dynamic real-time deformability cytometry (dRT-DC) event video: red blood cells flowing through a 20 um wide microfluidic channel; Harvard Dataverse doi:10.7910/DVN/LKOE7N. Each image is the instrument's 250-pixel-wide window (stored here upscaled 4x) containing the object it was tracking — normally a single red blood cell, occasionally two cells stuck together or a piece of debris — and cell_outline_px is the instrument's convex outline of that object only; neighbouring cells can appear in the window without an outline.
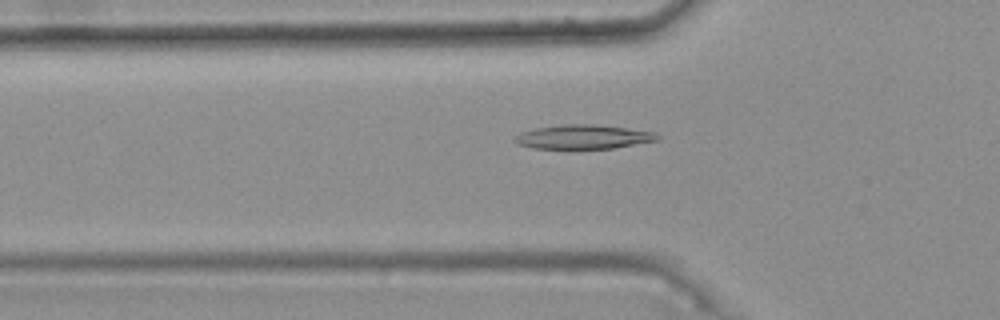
{"species": "common noctule bat (a hibernating species)", "species_latin": "Nyctalus noctula", "temperature_condition": "warm", "stored_images_in_passage": 49, "camera_frame_rate_fps": 3000, "um_per_image_px": 0.085, "animal": {"sex": "female", "body_mass_g": 25.1}, "frame": {"image": 1, "passage_image": 18, "time_ms": 5.667, "image_size_px": [1000, 320], "cell_outline_px": [[660, 140], [612, 148], [532, 148], [516, 144], [512, 140], [520, 132], [536, 128], [560, 124], [596, 124], [656, 132], [660, 136]], "centroid_in_image_um": [49.57, 11.62], "position_along_channel_um": 76.2, "area_um2": 20.11}}
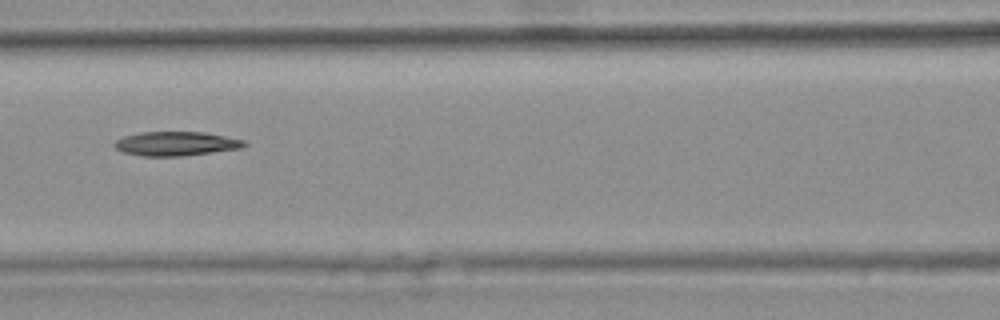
{"frame": {"image": 2, "passage_image": 24, "time_ms": 7.667, "image_size_px": [1000, 320], "cell_outline_px": [[248, 144], [240, 148], [184, 156], [144, 156], [124, 152], [116, 148], [112, 144], [116, 140], [124, 136], [140, 132], [204, 132], [244, 140]], "centroid_in_image_um": [14.95, 12.21], "position_along_channel_um": 151.7, "area_um2": 18.15}}
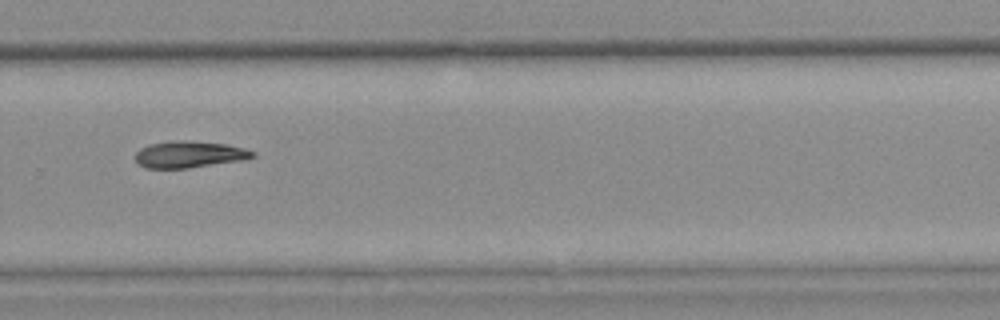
{"frame": {"image": 3, "passage_image": 37, "time_ms": 12.0, "image_size_px": [1000, 320], "cell_outline_px": [[256, 156], [244, 160], [188, 168], [144, 168], [132, 156], [140, 148], [148, 144], [172, 140], [192, 140], [228, 144], [244, 148], [256, 152]], "centroid_in_image_um": [16.09, 13.11], "position_along_channel_um": 313.7, "area_um2": 18.61}, "authors_computed_cell_mechanics": {"area_um2": 18.6116, "velocity_mm_per_s": 3.751, "shape_relaxation_time_tau1_ms": 10.6155, "shape_relaxation_time_tau2_ms": null, "deformation_change_tau1": 0.1512, "deformation_change_tau2": null}}